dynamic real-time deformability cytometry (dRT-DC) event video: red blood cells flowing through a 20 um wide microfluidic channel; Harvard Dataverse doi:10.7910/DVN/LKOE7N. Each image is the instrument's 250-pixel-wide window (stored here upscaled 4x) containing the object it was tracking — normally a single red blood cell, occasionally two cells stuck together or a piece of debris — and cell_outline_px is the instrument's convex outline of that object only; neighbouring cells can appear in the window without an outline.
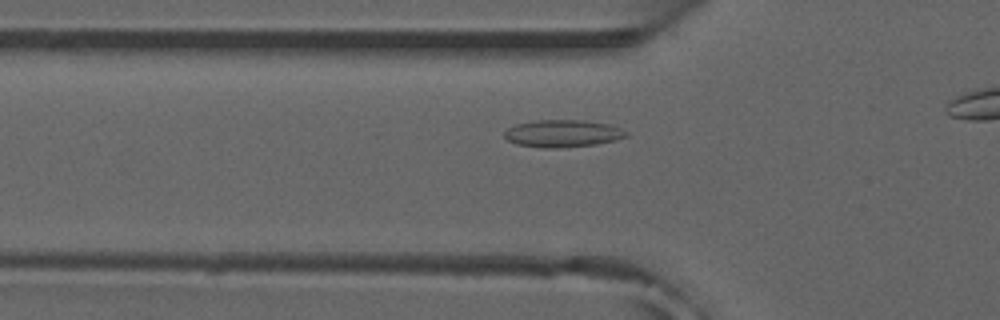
{"species": "common noctule bat (a hibernating species)", "species_latin": "Nyctalus noctula", "temperature_condition": "room temperature", "stored_images_in_passage": 14, "camera_frame_rate_fps": 3000, "um_per_image_px": 0.085, "animal": {"sex": "male", "forearm_length_mm": 52.5}, "frame": {"image": 1, "passage_image": 5, "time_ms": 1.333, "image_size_px": [1000, 320], "cell_outline_px": [[628, 136], [616, 140], [596, 144], [552, 148], [540, 148], [516, 144], [508, 140], [504, 136], [504, 132], [508, 128], [516, 124], [532, 120], [584, 120], [608, 124], [620, 128], [628, 132]], "centroid_in_image_um": [47.81, 11.34], "position_along_channel_um": 78.0, "area_um2": 19.42}}
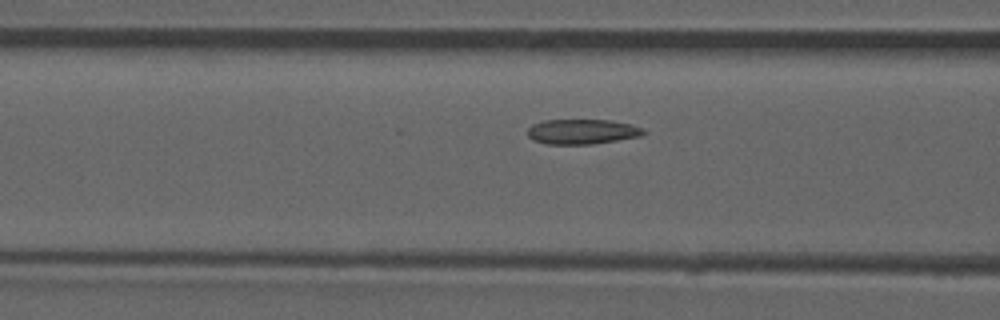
{"frame": {"image": 2, "passage_image": 8, "time_ms": 2.333, "image_size_px": [1000, 320], "cell_outline_px": [[648, 132], [640, 136], [592, 144], [544, 144], [532, 140], [528, 136], [528, 128], [532, 124], [544, 120], [612, 120], [644, 128]], "centroid_in_image_um": [49.46, 11.19], "position_along_channel_um": 117.1, "area_um2": 16.94}}